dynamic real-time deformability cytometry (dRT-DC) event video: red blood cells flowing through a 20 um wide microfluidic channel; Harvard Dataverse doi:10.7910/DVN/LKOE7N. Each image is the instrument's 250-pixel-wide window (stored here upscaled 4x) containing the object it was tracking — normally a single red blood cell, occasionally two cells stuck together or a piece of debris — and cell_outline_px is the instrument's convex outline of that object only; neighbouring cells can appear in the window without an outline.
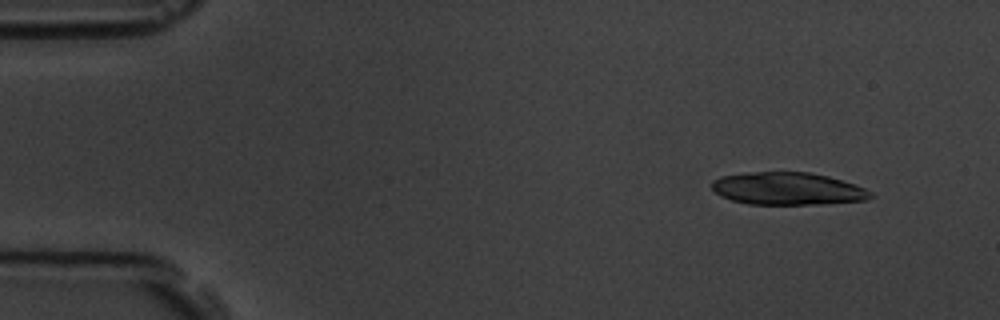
{"species": "common noctule bat (a hibernating species)", "species_latin": "Nyctalus noctula", "temperature_condition": "room temperature", "stored_images_in_passage": 5, "camera_frame_rate_fps": 3000, "um_per_image_px": 0.085, "animal": {"sex": "male", "body_mass_g": 19.5, "forearm_length_mm": 54.6}, "frame": {"image": 1, "passage_image": 2, "time_ms": 1.0, "image_size_px": [1000, 320], "cell_outline_px": [[876, 196], [868, 200], [820, 204], [748, 204], [732, 200], [720, 196], [712, 188], [712, 180], [720, 176], [744, 172], [808, 172], [828, 176], [856, 184], [872, 192]], "centroid_in_image_um": [66.97, 16.03], "position_along_channel_um": 18.0, "area_um2": 30.35}}